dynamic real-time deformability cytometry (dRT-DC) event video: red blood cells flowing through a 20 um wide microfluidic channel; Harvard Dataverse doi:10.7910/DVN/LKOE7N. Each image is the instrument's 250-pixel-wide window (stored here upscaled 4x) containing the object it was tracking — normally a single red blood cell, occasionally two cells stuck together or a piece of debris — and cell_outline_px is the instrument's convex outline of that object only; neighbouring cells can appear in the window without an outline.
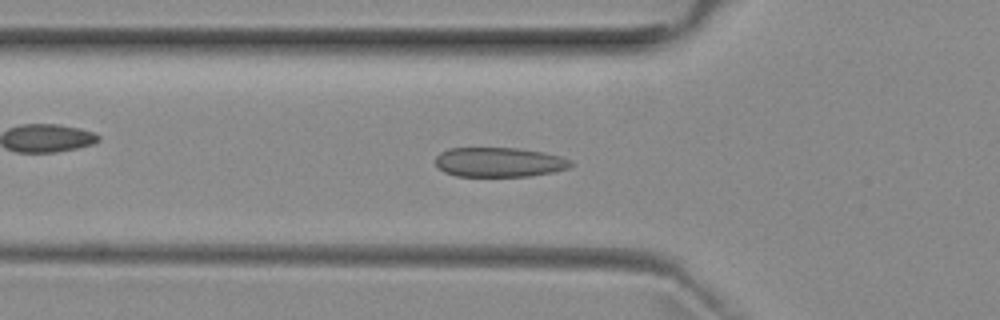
{"species": "common noctule bat (a hibernating species)", "species_latin": "Nyctalus noctula", "temperature_condition": "room temperature", "stored_images_in_passage": 37, "camera_frame_rate_fps": 3000, "um_per_image_px": 0.085, "animal": {"sex": "female", "body_mass_g": 29.2, "forearm_length_mm": 56.3}, "frame": {"image": 1, "passage_image": 3, "time_ms": 0.667, "image_size_px": [1000, 320], "cell_outline_px": [[572, 164], [568, 168], [552, 172], [528, 176], [456, 176], [444, 172], [436, 164], [436, 156], [440, 152], [448, 148], [520, 148], [544, 152], [560, 156], [572, 160]], "centroid_in_image_um": [42.43, 13.78], "position_along_channel_um": 83.4, "area_um2": 23.35}}
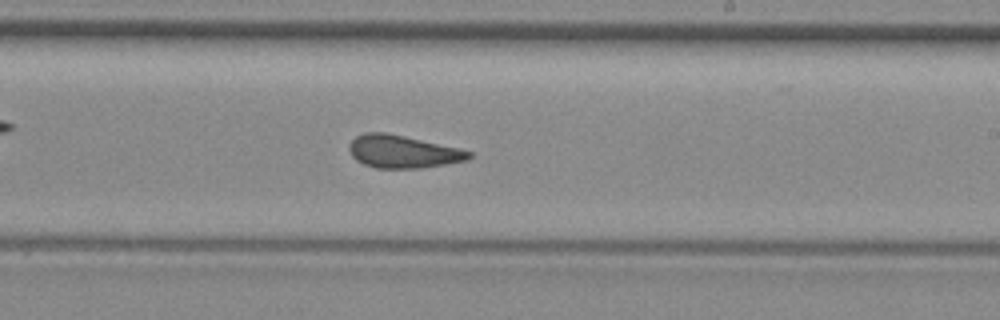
{"frame": {"image": 2, "passage_image": 16, "time_ms": 5.0, "image_size_px": [1000, 320], "cell_outline_px": [[472, 156], [468, 160], [420, 168], [376, 168], [364, 164], [356, 160], [352, 156], [348, 148], [348, 144], [356, 136], [364, 132], [384, 132], [404, 136], [460, 148], [472, 152]], "centroid_in_image_um": [34.22, 12.88], "position_along_channel_um": 254.8, "area_um2": 22.83}}
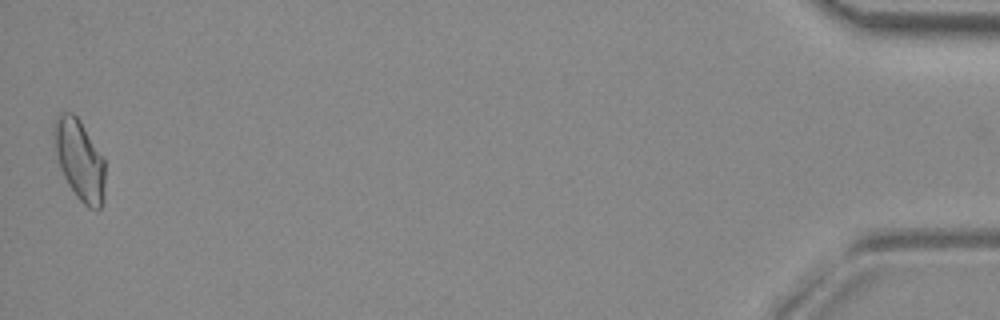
{"frame": {"image": 3, "passage_image": 37, "time_ms": 12.0, "image_size_px": [1000, 320], "cell_outline_px": [[104, 200], [100, 208], [96, 212], [88, 208], [76, 196], [68, 184], [60, 168], [56, 152], [52, 132], [52, 124], [60, 112], [72, 112], [80, 120], [104, 160]], "centroid_in_image_um": [6.75, 13.6], "position_along_channel_um": 428.5, "area_um2": 23.99}, "authors_computed_cell_mechanics": {"area_um2": 22.7154, "velocity_mm_per_s": 3.9457, "shape_relaxation_time_tau1_ms": null, "shape_relaxation_time_tau2_ms": 1.5768, "deformation_change_tau1": null, "deformation_change_tau2": 0.088}}